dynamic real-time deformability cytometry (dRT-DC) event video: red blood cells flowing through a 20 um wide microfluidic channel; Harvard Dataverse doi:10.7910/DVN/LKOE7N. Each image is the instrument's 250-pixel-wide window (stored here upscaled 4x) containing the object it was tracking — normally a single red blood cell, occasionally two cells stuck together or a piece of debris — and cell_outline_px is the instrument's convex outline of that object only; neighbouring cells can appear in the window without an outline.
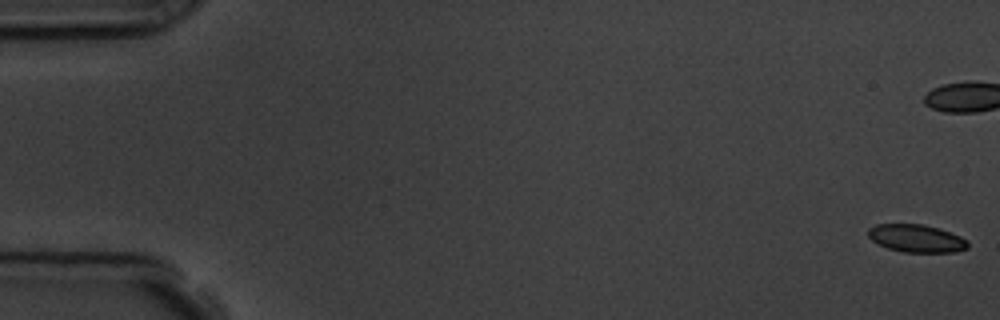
{"species": "common noctule bat (a hibernating species)", "species_latin": "Nyctalus noctula", "temperature_condition": "room temperature", "stored_images_in_passage": 13, "camera_frame_rate_fps": 3000, "um_per_image_px": 0.085, "animal": {"sex": "male", "body_mass_g": 19.5, "forearm_length_mm": 54.6}, "frame": {"image": 1, "passage_image": 1, "time_ms": 0.0, "image_size_px": [1000, 320], "cell_outline_px": [[968, 248], [952, 252], [904, 252], [888, 248], [872, 240], [868, 236], [868, 228], [876, 224], [924, 224], [940, 228], [960, 236], [968, 240]], "centroid_in_image_um": [77.91, 20.25], "position_along_channel_um": 7.1, "area_um2": 16.13}}